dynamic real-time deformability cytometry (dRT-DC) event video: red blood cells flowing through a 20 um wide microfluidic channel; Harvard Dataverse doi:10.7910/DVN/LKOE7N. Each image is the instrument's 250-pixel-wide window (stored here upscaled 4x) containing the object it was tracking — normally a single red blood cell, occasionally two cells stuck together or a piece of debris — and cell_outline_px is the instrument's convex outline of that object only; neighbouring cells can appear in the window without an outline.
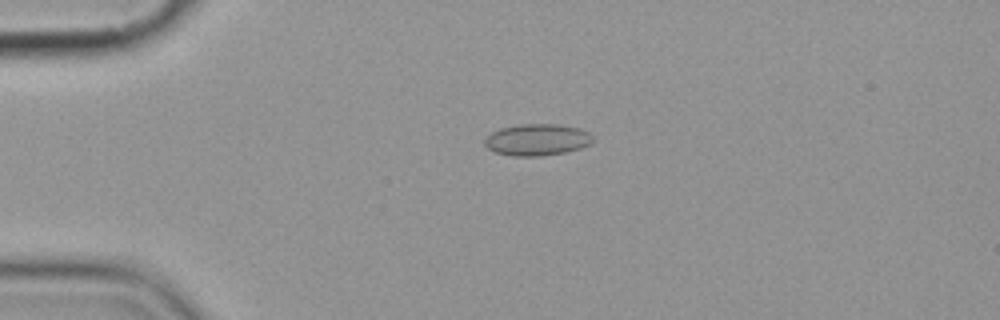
{"species": "common noctule bat (a hibernating species)", "species_latin": "Nyctalus noctula", "temperature_condition": "cold", "stored_images_in_passage": 5, "camera_frame_rate_fps": 3000, "um_per_image_px": 0.085, "animal": {"sex": "female", "body_mass_g": 19.9}, "frame": {"image": 1, "passage_image": 3, "time_ms": 2.333, "image_size_px": [1000, 320], "cell_outline_px": [[592, 140], [588, 144], [580, 148], [564, 152], [540, 156], [512, 156], [496, 152], [488, 148], [484, 144], [484, 140], [492, 132], [500, 128], [520, 124], [560, 124], [580, 128], [588, 132], [592, 136]], "centroid_in_image_um": [45.64, 11.87], "position_along_channel_um": 39.4, "area_um2": 19.83}}
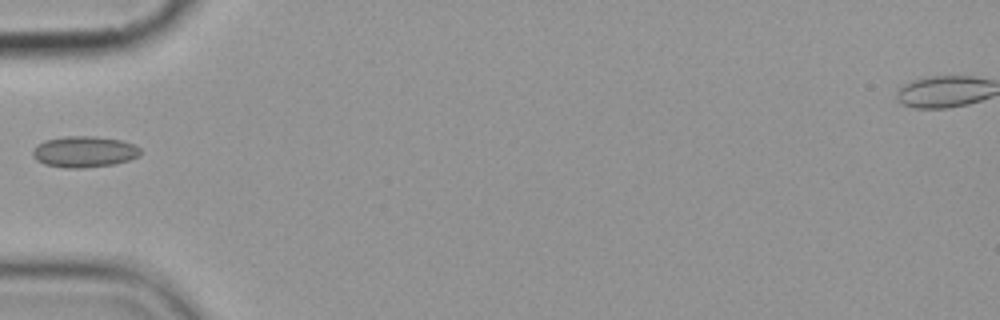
{"frame": {"image": 2, "passage_image": 5, "time_ms": 4.333, "image_size_px": [1000, 320], "cell_outline_px": [[140, 156], [128, 160], [112, 164], [84, 168], [64, 168], [44, 164], [36, 160], [32, 156], [32, 152], [36, 144], [44, 140], [64, 136], [92, 136], [120, 140], [132, 144], [140, 148]], "centroid_in_image_um": [7.1, 12.9], "position_along_channel_um": 77.9, "area_um2": 19.59}}